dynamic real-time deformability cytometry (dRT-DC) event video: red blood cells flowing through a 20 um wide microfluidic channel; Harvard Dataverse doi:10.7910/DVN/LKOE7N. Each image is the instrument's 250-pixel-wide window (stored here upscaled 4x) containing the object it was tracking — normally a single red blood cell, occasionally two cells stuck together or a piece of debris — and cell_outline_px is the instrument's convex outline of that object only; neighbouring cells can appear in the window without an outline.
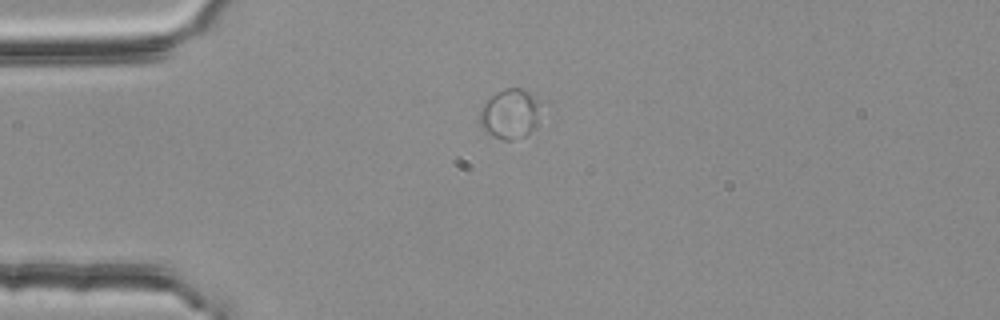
{"species": "common noctule bat (a hibernating species)", "species_latin": "Nyctalus noctula", "temperature_condition": "room temperature", "stored_images_in_passage": 43, "camera_frame_rate_fps": 3000, "um_per_image_px": 0.085, "animal": {"sex": "female", "body_mass_g": 25.1}, "frame": {"image": 1, "passage_image": 1, "time_ms": 0.0, "image_size_px": [1000, 320], "cell_outline_px": [[536, 124], [524, 136], [512, 140], [504, 140], [492, 136], [484, 132], [480, 124], [480, 112], [484, 104], [496, 92], [504, 88], [520, 88], [528, 92], [532, 100], [536, 120]], "centroid_in_image_um": [43.21, 9.72], "position_along_channel_um": 41.8, "area_um2": 16.59}}
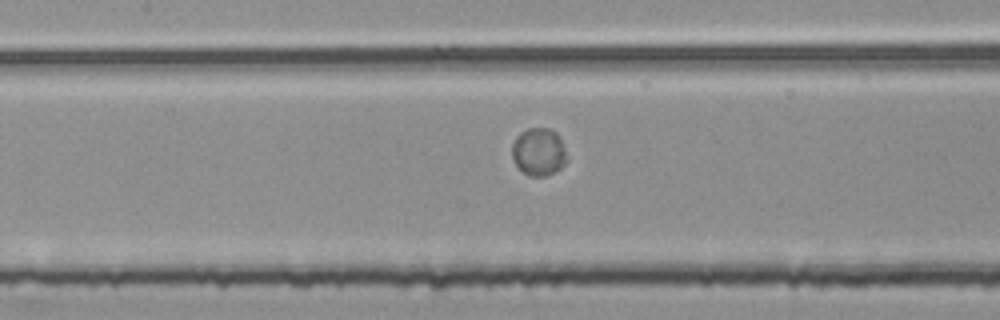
{"frame": {"image": 2, "passage_image": 13, "time_ms": 4.0, "image_size_px": [1000, 320], "cell_outline_px": [[568, 160], [560, 168], [544, 176], [528, 176], [516, 164], [512, 156], [512, 144], [516, 136], [520, 132], [528, 128], [548, 128], [556, 132], [560, 136]], "centroid_in_image_um": [45.79, 12.88], "position_along_channel_um": 161.6, "area_um2": 15.2}}
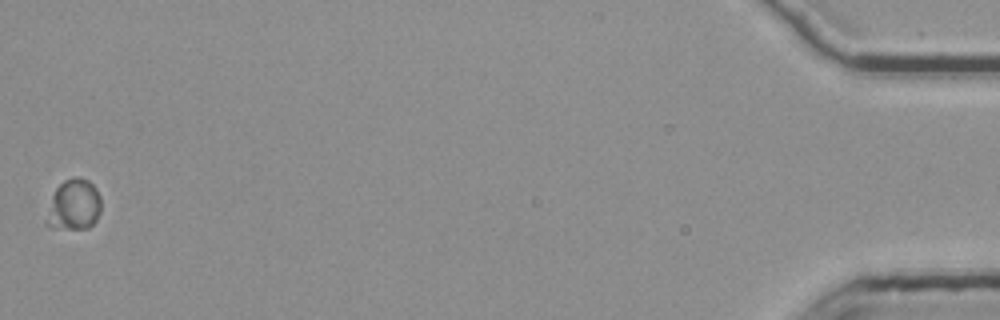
{"frame": {"image": 3, "passage_image": 43, "time_ms": 14.0, "image_size_px": [1000, 320], "cell_outline_px": [[100, 212], [96, 220], [88, 228], [52, 228], [44, 224], [44, 220], [52, 196], [56, 188], [64, 180], [72, 176], [76, 176], [88, 180], [96, 188], [100, 196]], "centroid_in_image_um": [6.25, 17.41], "position_along_channel_um": 428.9, "area_um2": 16.36}}